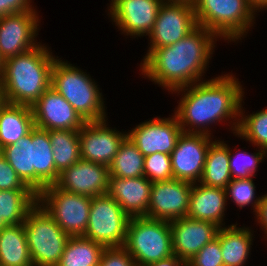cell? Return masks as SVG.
<instances>
[{
	"mask_svg": "<svg viewBox=\"0 0 267 266\" xmlns=\"http://www.w3.org/2000/svg\"><path fill=\"white\" fill-rule=\"evenodd\" d=\"M147 266H186V262L173 254L169 258L150 263Z\"/></svg>",
	"mask_w": 267,
	"mask_h": 266,
	"instance_id": "40",
	"label": "cell"
},
{
	"mask_svg": "<svg viewBox=\"0 0 267 266\" xmlns=\"http://www.w3.org/2000/svg\"><path fill=\"white\" fill-rule=\"evenodd\" d=\"M130 217L108 194L91 199L87 230L83 237L105 248L123 247Z\"/></svg>",
	"mask_w": 267,
	"mask_h": 266,
	"instance_id": "10",
	"label": "cell"
},
{
	"mask_svg": "<svg viewBox=\"0 0 267 266\" xmlns=\"http://www.w3.org/2000/svg\"><path fill=\"white\" fill-rule=\"evenodd\" d=\"M2 156L37 195L59 178L48 130L34 127L15 144L3 147Z\"/></svg>",
	"mask_w": 267,
	"mask_h": 266,
	"instance_id": "4",
	"label": "cell"
},
{
	"mask_svg": "<svg viewBox=\"0 0 267 266\" xmlns=\"http://www.w3.org/2000/svg\"><path fill=\"white\" fill-rule=\"evenodd\" d=\"M162 3V0H111L105 12L120 34L138 39L151 33Z\"/></svg>",
	"mask_w": 267,
	"mask_h": 266,
	"instance_id": "11",
	"label": "cell"
},
{
	"mask_svg": "<svg viewBox=\"0 0 267 266\" xmlns=\"http://www.w3.org/2000/svg\"><path fill=\"white\" fill-rule=\"evenodd\" d=\"M5 226H7V224L3 221L2 218H0V230Z\"/></svg>",
	"mask_w": 267,
	"mask_h": 266,
	"instance_id": "44",
	"label": "cell"
},
{
	"mask_svg": "<svg viewBox=\"0 0 267 266\" xmlns=\"http://www.w3.org/2000/svg\"><path fill=\"white\" fill-rule=\"evenodd\" d=\"M104 249L83 236L69 237L57 266H99Z\"/></svg>",
	"mask_w": 267,
	"mask_h": 266,
	"instance_id": "27",
	"label": "cell"
},
{
	"mask_svg": "<svg viewBox=\"0 0 267 266\" xmlns=\"http://www.w3.org/2000/svg\"><path fill=\"white\" fill-rule=\"evenodd\" d=\"M30 106L3 102L0 106V146L15 144L34 128Z\"/></svg>",
	"mask_w": 267,
	"mask_h": 266,
	"instance_id": "24",
	"label": "cell"
},
{
	"mask_svg": "<svg viewBox=\"0 0 267 266\" xmlns=\"http://www.w3.org/2000/svg\"><path fill=\"white\" fill-rule=\"evenodd\" d=\"M173 254L186 263L217 237L220 227L212 222L183 217L170 221Z\"/></svg>",
	"mask_w": 267,
	"mask_h": 266,
	"instance_id": "20",
	"label": "cell"
},
{
	"mask_svg": "<svg viewBox=\"0 0 267 266\" xmlns=\"http://www.w3.org/2000/svg\"><path fill=\"white\" fill-rule=\"evenodd\" d=\"M34 0H0V17L24 11L36 10Z\"/></svg>",
	"mask_w": 267,
	"mask_h": 266,
	"instance_id": "38",
	"label": "cell"
},
{
	"mask_svg": "<svg viewBox=\"0 0 267 266\" xmlns=\"http://www.w3.org/2000/svg\"><path fill=\"white\" fill-rule=\"evenodd\" d=\"M108 119L86 122L78 131L81 159L108 167L112 164L121 143L127 137V131L109 126Z\"/></svg>",
	"mask_w": 267,
	"mask_h": 266,
	"instance_id": "15",
	"label": "cell"
},
{
	"mask_svg": "<svg viewBox=\"0 0 267 266\" xmlns=\"http://www.w3.org/2000/svg\"><path fill=\"white\" fill-rule=\"evenodd\" d=\"M186 266H224L220 246V229L217 237L201 248L200 251L186 263Z\"/></svg>",
	"mask_w": 267,
	"mask_h": 266,
	"instance_id": "35",
	"label": "cell"
},
{
	"mask_svg": "<svg viewBox=\"0 0 267 266\" xmlns=\"http://www.w3.org/2000/svg\"><path fill=\"white\" fill-rule=\"evenodd\" d=\"M152 182L144 176L119 178L109 176L108 195L116 200L130 217H145L151 195Z\"/></svg>",
	"mask_w": 267,
	"mask_h": 266,
	"instance_id": "21",
	"label": "cell"
},
{
	"mask_svg": "<svg viewBox=\"0 0 267 266\" xmlns=\"http://www.w3.org/2000/svg\"><path fill=\"white\" fill-rule=\"evenodd\" d=\"M2 156V148H1V146H0V157Z\"/></svg>",
	"mask_w": 267,
	"mask_h": 266,
	"instance_id": "46",
	"label": "cell"
},
{
	"mask_svg": "<svg viewBox=\"0 0 267 266\" xmlns=\"http://www.w3.org/2000/svg\"><path fill=\"white\" fill-rule=\"evenodd\" d=\"M225 73L173 91L180 96L173 110L183 132L212 137V126L224 123L236 134L245 88L236 74ZM228 121V123H227ZM226 122V123H225Z\"/></svg>",
	"mask_w": 267,
	"mask_h": 266,
	"instance_id": "1",
	"label": "cell"
},
{
	"mask_svg": "<svg viewBox=\"0 0 267 266\" xmlns=\"http://www.w3.org/2000/svg\"><path fill=\"white\" fill-rule=\"evenodd\" d=\"M31 108L34 126L39 129L79 131L86 123L73 106L52 87Z\"/></svg>",
	"mask_w": 267,
	"mask_h": 266,
	"instance_id": "18",
	"label": "cell"
},
{
	"mask_svg": "<svg viewBox=\"0 0 267 266\" xmlns=\"http://www.w3.org/2000/svg\"><path fill=\"white\" fill-rule=\"evenodd\" d=\"M144 177L152 183L173 179L171 155L156 152L145 156Z\"/></svg>",
	"mask_w": 267,
	"mask_h": 266,
	"instance_id": "34",
	"label": "cell"
},
{
	"mask_svg": "<svg viewBox=\"0 0 267 266\" xmlns=\"http://www.w3.org/2000/svg\"><path fill=\"white\" fill-rule=\"evenodd\" d=\"M0 266H33L23 223L0 230Z\"/></svg>",
	"mask_w": 267,
	"mask_h": 266,
	"instance_id": "26",
	"label": "cell"
},
{
	"mask_svg": "<svg viewBox=\"0 0 267 266\" xmlns=\"http://www.w3.org/2000/svg\"><path fill=\"white\" fill-rule=\"evenodd\" d=\"M192 183L171 179L152 183L146 218L164 221L186 217Z\"/></svg>",
	"mask_w": 267,
	"mask_h": 266,
	"instance_id": "17",
	"label": "cell"
},
{
	"mask_svg": "<svg viewBox=\"0 0 267 266\" xmlns=\"http://www.w3.org/2000/svg\"><path fill=\"white\" fill-rule=\"evenodd\" d=\"M92 197L64 191L48 185L37 195V203L69 236H83L87 230Z\"/></svg>",
	"mask_w": 267,
	"mask_h": 266,
	"instance_id": "9",
	"label": "cell"
},
{
	"mask_svg": "<svg viewBox=\"0 0 267 266\" xmlns=\"http://www.w3.org/2000/svg\"><path fill=\"white\" fill-rule=\"evenodd\" d=\"M163 2H173V3H186L194 5L196 0H162Z\"/></svg>",
	"mask_w": 267,
	"mask_h": 266,
	"instance_id": "42",
	"label": "cell"
},
{
	"mask_svg": "<svg viewBox=\"0 0 267 266\" xmlns=\"http://www.w3.org/2000/svg\"><path fill=\"white\" fill-rule=\"evenodd\" d=\"M228 204L230 203L227 202L225 188L193 183L186 217L212 222L220 228L226 227L225 215Z\"/></svg>",
	"mask_w": 267,
	"mask_h": 266,
	"instance_id": "22",
	"label": "cell"
},
{
	"mask_svg": "<svg viewBox=\"0 0 267 266\" xmlns=\"http://www.w3.org/2000/svg\"><path fill=\"white\" fill-rule=\"evenodd\" d=\"M23 226L33 266H57L69 236L38 203Z\"/></svg>",
	"mask_w": 267,
	"mask_h": 266,
	"instance_id": "8",
	"label": "cell"
},
{
	"mask_svg": "<svg viewBox=\"0 0 267 266\" xmlns=\"http://www.w3.org/2000/svg\"><path fill=\"white\" fill-rule=\"evenodd\" d=\"M219 40L212 31L198 25L175 44L147 49L138 66L139 75L161 86L168 94L206 80L204 77Z\"/></svg>",
	"mask_w": 267,
	"mask_h": 266,
	"instance_id": "2",
	"label": "cell"
},
{
	"mask_svg": "<svg viewBox=\"0 0 267 266\" xmlns=\"http://www.w3.org/2000/svg\"><path fill=\"white\" fill-rule=\"evenodd\" d=\"M198 26L193 5L163 2L151 33L148 49H159L183 39Z\"/></svg>",
	"mask_w": 267,
	"mask_h": 266,
	"instance_id": "12",
	"label": "cell"
},
{
	"mask_svg": "<svg viewBox=\"0 0 267 266\" xmlns=\"http://www.w3.org/2000/svg\"><path fill=\"white\" fill-rule=\"evenodd\" d=\"M169 117H153L135 125L127 131V136L144 155L156 152L171 154L183 130L177 117L171 113Z\"/></svg>",
	"mask_w": 267,
	"mask_h": 266,
	"instance_id": "16",
	"label": "cell"
},
{
	"mask_svg": "<svg viewBox=\"0 0 267 266\" xmlns=\"http://www.w3.org/2000/svg\"><path fill=\"white\" fill-rule=\"evenodd\" d=\"M229 145L221 138H215L210 144L199 183L208 187L226 188L231 182Z\"/></svg>",
	"mask_w": 267,
	"mask_h": 266,
	"instance_id": "25",
	"label": "cell"
},
{
	"mask_svg": "<svg viewBox=\"0 0 267 266\" xmlns=\"http://www.w3.org/2000/svg\"><path fill=\"white\" fill-rule=\"evenodd\" d=\"M254 178L255 177L249 179H232L225 188L228 202H233L239 210L246 206H251L253 208H251L253 214L257 212L261 200V194L256 196Z\"/></svg>",
	"mask_w": 267,
	"mask_h": 266,
	"instance_id": "33",
	"label": "cell"
},
{
	"mask_svg": "<svg viewBox=\"0 0 267 266\" xmlns=\"http://www.w3.org/2000/svg\"><path fill=\"white\" fill-rule=\"evenodd\" d=\"M4 62H5V60H4V58L0 54V81H1V79L3 77Z\"/></svg>",
	"mask_w": 267,
	"mask_h": 266,
	"instance_id": "43",
	"label": "cell"
},
{
	"mask_svg": "<svg viewBox=\"0 0 267 266\" xmlns=\"http://www.w3.org/2000/svg\"><path fill=\"white\" fill-rule=\"evenodd\" d=\"M123 247L137 266H147L173 255L170 222L132 217Z\"/></svg>",
	"mask_w": 267,
	"mask_h": 266,
	"instance_id": "7",
	"label": "cell"
},
{
	"mask_svg": "<svg viewBox=\"0 0 267 266\" xmlns=\"http://www.w3.org/2000/svg\"><path fill=\"white\" fill-rule=\"evenodd\" d=\"M56 170L61 173L80 159V141L78 131L49 130Z\"/></svg>",
	"mask_w": 267,
	"mask_h": 266,
	"instance_id": "30",
	"label": "cell"
},
{
	"mask_svg": "<svg viewBox=\"0 0 267 266\" xmlns=\"http://www.w3.org/2000/svg\"><path fill=\"white\" fill-rule=\"evenodd\" d=\"M99 266H137L124 247L105 248Z\"/></svg>",
	"mask_w": 267,
	"mask_h": 266,
	"instance_id": "37",
	"label": "cell"
},
{
	"mask_svg": "<svg viewBox=\"0 0 267 266\" xmlns=\"http://www.w3.org/2000/svg\"><path fill=\"white\" fill-rule=\"evenodd\" d=\"M256 152H247L241 147L234 150L229 146L230 174L232 179H249L256 177L260 163H263L267 154L261 148H255ZM263 161V162H262Z\"/></svg>",
	"mask_w": 267,
	"mask_h": 266,
	"instance_id": "32",
	"label": "cell"
},
{
	"mask_svg": "<svg viewBox=\"0 0 267 266\" xmlns=\"http://www.w3.org/2000/svg\"><path fill=\"white\" fill-rule=\"evenodd\" d=\"M232 223L220 228V246L224 266H245L252 251L254 230ZM238 226V227H237Z\"/></svg>",
	"mask_w": 267,
	"mask_h": 266,
	"instance_id": "23",
	"label": "cell"
},
{
	"mask_svg": "<svg viewBox=\"0 0 267 266\" xmlns=\"http://www.w3.org/2000/svg\"><path fill=\"white\" fill-rule=\"evenodd\" d=\"M5 190H31L19 178L15 170L6 159L0 157V191Z\"/></svg>",
	"mask_w": 267,
	"mask_h": 266,
	"instance_id": "36",
	"label": "cell"
},
{
	"mask_svg": "<svg viewBox=\"0 0 267 266\" xmlns=\"http://www.w3.org/2000/svg\"><path fill=\"white\" fill-rule=\"evenodd\" d=\"M244 100L240 105L239 125L234 136L261 148L267 154V107L252 113L246 112L243 108Z\"/></svg>",
	"mask_w": 267,
	"mask_h": 266,
	"instance_id": "29",
	"label": "cell"
},
{
	"mask_svg": "<svg viewBox=\"0 0 267 266\" xmlns=\"http://www.w3.org/2000/svg\"><path fill=\"white\" fill-rule=\"evenodd\" d=\"M257 13L267 10V0H248Z\"/></svg>",
	"mask_w": 267,
	"mask_h": 266,
	"instance_id": "41",
	"label": "cell"
},
{
	"mask_svg": "<svg viewBox=\"0 0 267 266\" xmlns=\"http://www.w3.org/2000/svg\"><path fill=\"white\" fill-rule=\"evenodd\" d=\"M86 71L58 57L51 69V86L61 94L85 122L107 119L109 116L102 89ZM107 112V113H106Z\"/></svg>",
	"mask_w": 267,
	"mask_h": 266,
	"instance_id": "5",
	"label": "cell"
},
{
	"mask_svg": "<svg viewBox=\"0 0 267 266\" xmlns=\"http://www.w3.org/2000/svg\"><path fill=\"white\" fill-rule=\"evenodd\" d=\"M214 138L217 137L202 133L182 132L176 147L170 154L173 178L192 184L200 182L208 148Z\"/></svg>",
	"mask_w": 267,
	"mask_h": 266,
	"instance_id": "14",
	"label": "cell"
},
{
	"mask_svg": "<svg viewBox=\"0 0 267 266\" xmlns=\"http://www.w3.org/2000/svg\"><path fill=\"white\" fill-rule=\"evenodd\" d=\"M256 226L258 225L260 231H264L263 239H267V193L261 194L260 204L258 206L257 212L254 214ZM267 241V240H263Z\"/></svg>",
	"mask_w": 267,
	"mask_h": 266,
	"instance_id": "39",
	"label": "cell"
},
{
	"mask_svg": "<svg viewBox=\"0 0 267 266\" xmlns=\"http://www.w3.org/2000/svg\"><path fill=\"white\" fill-rule=\"evenodd\" d=\"M108 183V166L80 158L60 173L55 185L70 193L95 197L108 193Z\"/></svg>",
	"mask_w": 267,
	"mask_h": 266,
	"instance_id": "19",
	"label": "cell"
},
{
	"mask_svg": "<svg viewBox=\"0 0 267 266\" xmlns=\"http://www.w3.org/2000/svg\"><path fill=\"white\" fill-rule=\"evenodd\" d=\"M48 44L5 59L0 91L9 104L32 106L51 86V69L60 57Z\"/></svg>",
	"mask_w": 267,
	"mask_h": 266,
	"instance_id": "3",
	"label": "cell"
},
{
	"mask_svg": "<svg viewBox=\"0 0 267 266\" xmlns=\"http://www.w3.org/2000/svg\"><path fill=\"white\" fill-rule=\"evenodd\" d=\"M36 204L37 194L32 190L0 191V218L7 225L22 224Z\"/></svg>",
	"mask_w": 267,
	"mask_h": 266,
	"instance_id": "28",
	"label": "cell"
},
{
	"mask_svg": "<svg viewBox=\"0 0 267 266\" xmlns=\"http://www.w3.org/2000/svg\"><path fill=\"white\" fill-rule=\"evenodd\" d=\"M37 10L0 17V54L5 59L23 54L40 45L41 19Z\"/></svg>",
	"mask_w": 267,
	"mask_h": 266,
	"instance_id": "13",
	"label": "cell"
},
{
	"mask_svg": "<svg viewBox=\"0 0 267 266\" xmlns=\"http://www.w3.org/2000/svg\"><path fill=\"white\" fill-rule=\"evenodd\" d=\"M3 102H4V100H3V96H2V93H1V91H0V106L2 105Z\"/></svg>",
	"mask_w": 267,
	"mask_h": 266,
	"instance_id": "45",
	"label": "cell"
},
{
	"mask_svg": "<svg viewBox=\"0 0 267 266\" xmlns=\"http://www.w3.org/2000/svg\"><path fill=\"white\" fill-rule=\"evenodd\" d=\"M145 156L127 136L121 143L112 164L109 176L119 178H137L144 176Z\"/></svg>",
	"mask_w": 267,
	"mask_h": 266,
	"instance_id": "31",
	"label": "cell"
},
{
	"mask_svg": "<svg viewBox=\"0 0 267 266\" xmlns=\"http://www.w3.org/2000/svg\"><path fill=\"white\" fill-rule=\"evenodd\" d=\"M193 8L199 26L230 44L242 42L260 15L248 0H196Z\"/></svg>",
	"mask_w": 267,
	"mask_h": 266,
	"instance_id": "6",
	"label": "cell"
}]
</instances>
